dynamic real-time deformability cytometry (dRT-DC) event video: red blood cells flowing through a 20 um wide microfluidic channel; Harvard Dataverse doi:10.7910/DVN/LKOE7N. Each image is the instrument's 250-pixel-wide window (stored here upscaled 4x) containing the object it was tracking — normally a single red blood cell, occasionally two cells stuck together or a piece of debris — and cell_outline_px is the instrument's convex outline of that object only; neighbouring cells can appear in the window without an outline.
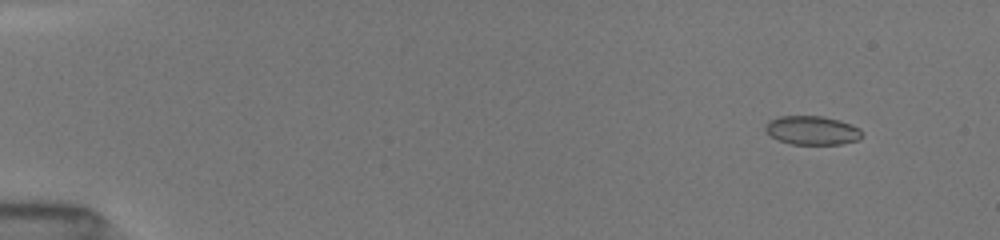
{"species": "common noctule bat (a hibernating species)", "species_latin": "Nyctalus noctula", "temperature_condition": "room temperature", "stored_images_in_passage": 11, "camera_frame_rate_fps": 3000, "um_per_image_px": 0.085, "animal": {"sex": "female", "body_mass_g": 19.5, "forearm_length_mm": 54.1}, "frame": {"image": 1, "passage_image": 2, "time_ms": 1.0, "image_size_px": [1000, 240], "cell_outline_px": [[864, 136], [860, 140], [840, 144], [792, 144], [776, 140], [764, 128], [768, 120], [780, 116], [820, 116], [840, 120], [852, 124], [860, 128]], "centroid_in_image_um": [69.07, 11.08], "position_along_channel_um": 15.9, "area_um2": 16.42}}
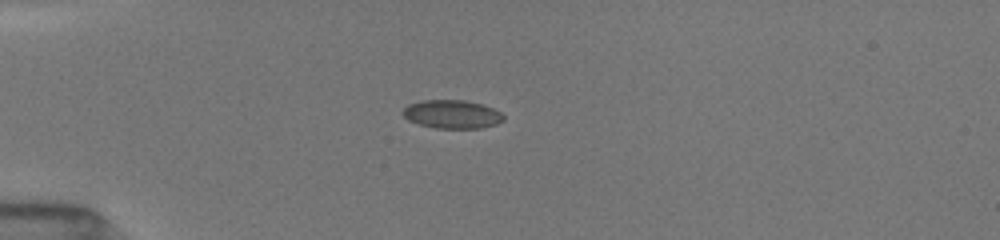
{"frame": {"image": 2, "passage_image": 10, "time_ms": 4.333, "image_size_px": [1000, 240], "cell_outline_px": [[504, 120], [496, 124], [480, 128], [436, 128], [420, 124], [408, 120], [400, 112], [408, 104], [420, 100], [464, 100], [480, 104], [492, 108], [500, 112], [504, 116]], "centroid_in_image_um": [38.39, 9.7], "position_along_channel_um": 46.6, "area_um2": 16.65}}